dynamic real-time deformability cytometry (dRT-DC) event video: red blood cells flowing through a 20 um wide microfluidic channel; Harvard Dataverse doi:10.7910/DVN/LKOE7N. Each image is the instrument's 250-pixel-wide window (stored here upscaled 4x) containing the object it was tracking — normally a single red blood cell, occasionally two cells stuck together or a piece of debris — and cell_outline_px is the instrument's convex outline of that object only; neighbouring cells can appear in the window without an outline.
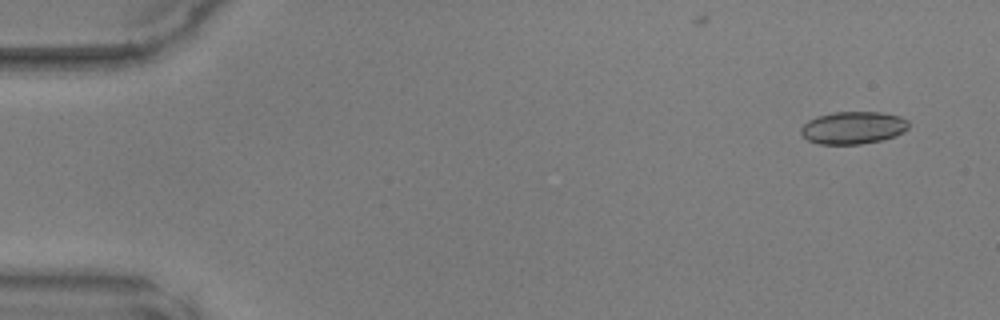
{"species": "common noctule bat (a hibernating species)", "species_latin": "Nyctalus noctula", "temperature_condition": "warm", "stored_images_in_passage": 48, "camera_frame_rate_fps": 3000, "um_per_image_px": 0.085, "animal": {"sex": "male", "body_mass_g": 17.9, "forearm_length_mm": 54.2}, "frame": {"image": 1, "passage_image": 3, "time_ms": 0.667, "image_size_px": [1000, 320], "cell_outline_px": [[908, 128], [904, 132], [896, 136], [880, 140], [860, 144], [820, 144], [808, 140], [800, 132], [800, 128], [808, 120], [816, 116], [832, 112], [880, 112], [900, 116], [908, 120]], "centroid_in_image_um": [72.51, 10.85], "position_along_channel_um": 12.5, "area_um2": 20.46}}
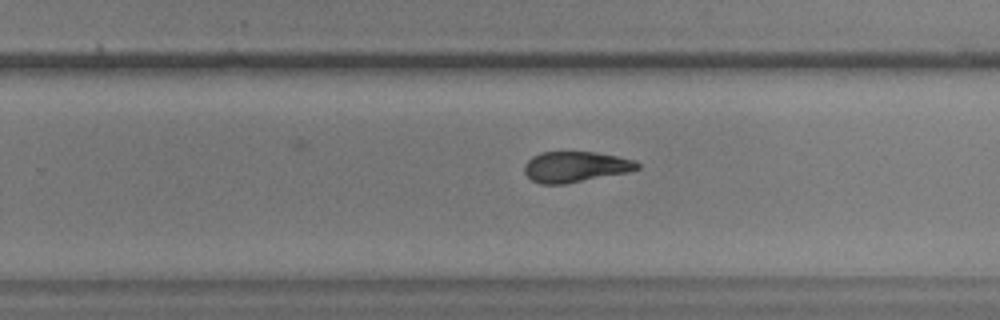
{"frame": {"image": 2, "passage_image": 31, "time_ms": 10.0, "image_size_px": [1000, 320], "cell_outline_px": [[640, 168], [628, 172], [564, 184], [540, 184], [532, 180], [524, 172], [524, 164], [532, 156], [540, 152], [596, 152], [636, 160], [640, 164]], "centroid_in_image_um": [48.91, 14.17], "position_along_channel_um": 280.9, "area_um2": 20.23}}
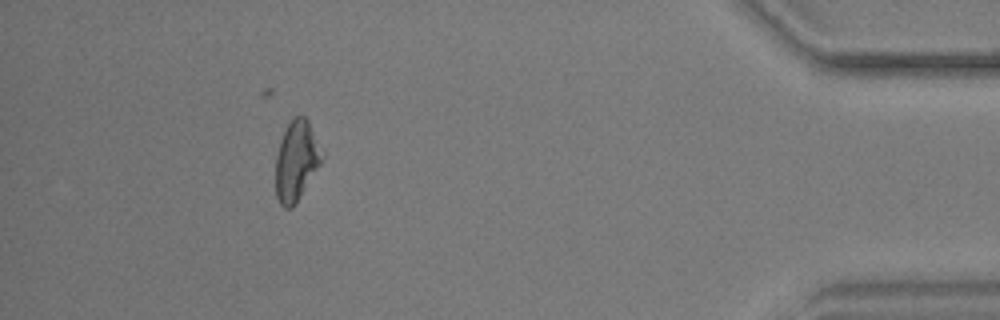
{"frame": {"image": 3, "passage_image": 44, "time_ms": 14.333, "image_size_px": [1000, 320], "cell_outline_px": [[324, 156], [320, 164], [296, 204], [292, 208], [284, 208], [280, 204], [276, 196], [276, 156], [280, 140], [292, 116], [304, 116], [308, 120], [324, 152]], "centroid_in_image_um": [25.2, 13.66], "position_along_channel_um": 410.0, "area_um2": 21.68}}